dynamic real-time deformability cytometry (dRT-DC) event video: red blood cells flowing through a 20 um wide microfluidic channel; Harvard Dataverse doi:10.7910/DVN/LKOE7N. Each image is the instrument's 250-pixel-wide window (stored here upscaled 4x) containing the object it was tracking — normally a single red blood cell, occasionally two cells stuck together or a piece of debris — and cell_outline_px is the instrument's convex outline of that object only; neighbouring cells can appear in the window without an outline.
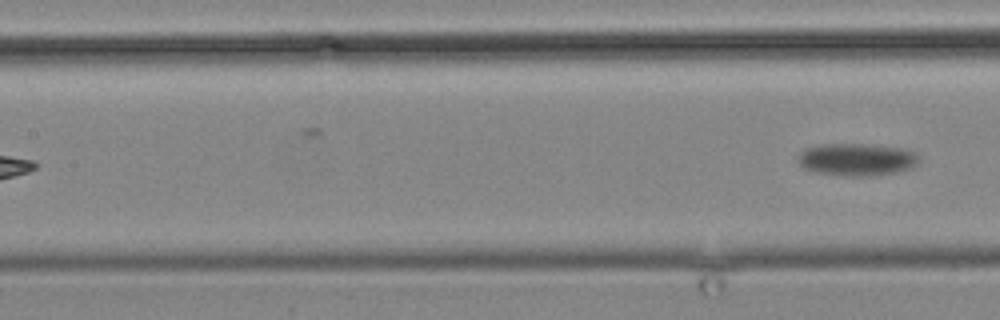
{"species": "common noctule bat (a hibernating species)", "species_latin": "Nyctalus noctula", "temperature_condition": "cold", "stored_images_in_passage": 14, "camera_frame_rate_fps": 3000, "um_per_image_px": 0.085, "animal": {"sex": "male", "body_mass_g": 19.2, "forearm_length_mm": 51.8}, "frame": {"image": 1, "passage_image": 14, "time_ms": 15.667, "image_size_px": [1000, 320], "cell_outline_px": [[920, 156], [916, 164], [912, 168], [896, 172], [868, 176], [844, 176], [816, 172], [804, 168], [796, 160], [796, 156], [800, 152], [808, 148], [820, 144], [872, 144], [900, 148], [916, 152]], "centroid_in_image_um": [72.82, 13.55], "position_along_channel_um": 134.6, "area_um2": 23.0}}